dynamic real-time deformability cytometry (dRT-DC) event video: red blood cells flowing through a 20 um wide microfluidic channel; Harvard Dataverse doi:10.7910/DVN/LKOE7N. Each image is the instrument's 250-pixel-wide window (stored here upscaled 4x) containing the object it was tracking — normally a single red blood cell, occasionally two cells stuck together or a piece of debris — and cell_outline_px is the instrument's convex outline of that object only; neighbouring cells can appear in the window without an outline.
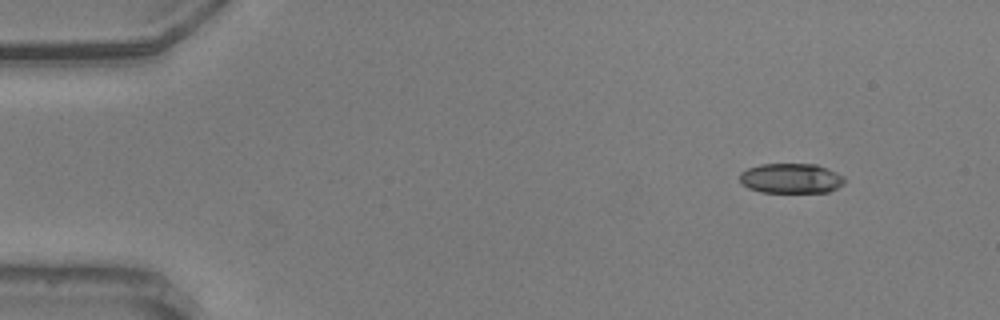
{"species": "common noctule bat (a hibernating species)", "species_latin": "Nyctalus noctula", "temperature_condition": "warm", "stored_images_in_passage": 51, "camera_frame_rate_fps": 3000, "um_per_image_px": 0.085, "animal": {"sex": "male", "body_mass_g": 20.5, "forearm_length_mm": 52.5}, "frame": {"image": 1, "passage_image": 1, "time_ms": 0.0, "image_size_px": [1000, 320], "cell_outline_px": [[844, 184], [828, 192], [760, 192], [748, 188], [740, 184], [740, 172], [748, 168], [760, 164], [816, 164], [836, 172], [844, 176]], "centroid_in_image_um": [67.21, 15.16], "position_along_channel_um": 17.8, "area_um2": 18.38}}
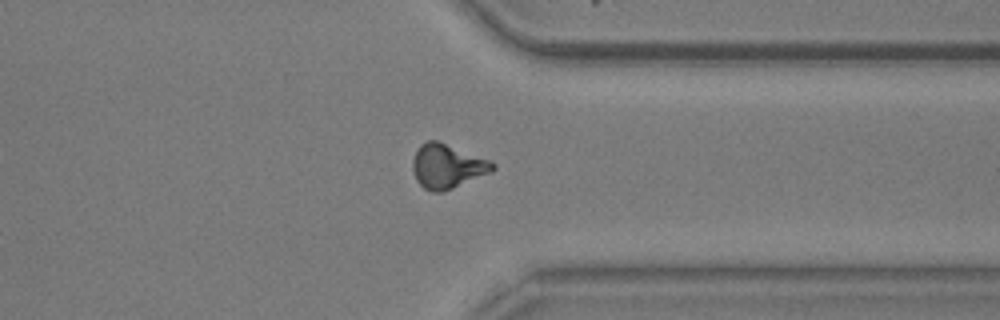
{"frame": {"image": 2, "passage_image": 39, "time_ms": 12.667, "image_size_px": [1000, 320], "cell_outline_px": [[496, 168], [492, 172], [444, 192], [432, 192], [424, 188], [416, 180], [412, 168], [412, 160], [420, 144], [428, 140], [436, 140], [492, 160], [496, 164]], "centroid_in_image_um": [38.04, 14.13], "position_along_channel_um": 373.4, "area_um2": 20.87}}
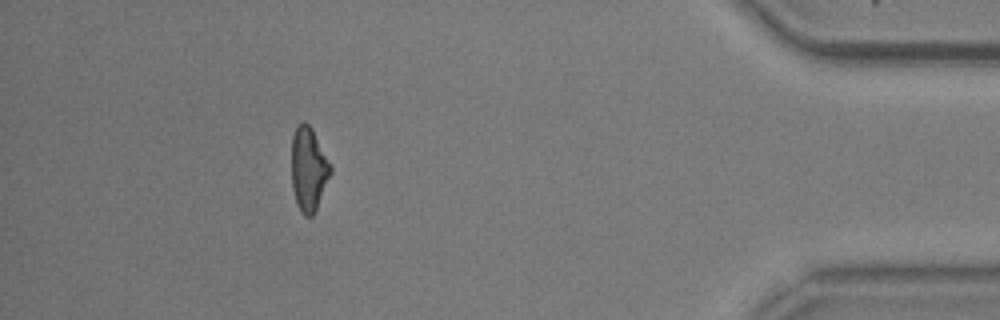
{"frame": {"image": 3, "passage_image": 46, "time_ms": 15.0, "image_size_px": [1000, 320], "cell_outline_px": [[332, 172], [316, 212], [312, 216], [304, 216], [300, 212], [296, 204], [292, 188], [292, 136], [296, 128], [304, 120], [312, 128], [332, 168]], "centroid_in_image_um": [26.23, 14.43], "position_along_channel_um": 409.0, "area_um2": 19.19}, "authors_computed_cell_mechanics": {"area_um2": 19.5942, "velocity_mm_per_s": 3.6278, "shape_relaxation_time_tau1_ms": 7.7924, "shape_relaxation_time_tau2_ms": 2.4212, "deformation_change_tau1": 0.1972, "deformation_change_tau2": 0.0909}}